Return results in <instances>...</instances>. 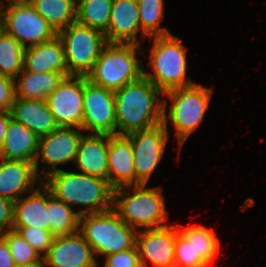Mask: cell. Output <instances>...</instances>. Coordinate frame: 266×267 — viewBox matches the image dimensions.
Returning <instances> with one entry per match:
<instances>
[{
    "label": "cell",
    "mask_w": 266,
    "mask_h": 267,
    "mask_svg": "<svg viewBox=\"0 0 266 267\" xmlns=\"http://www.w3.org/2000/svg\"><path fill=\"white\" fill-rule=\"evenodd\" d=\"M84 76H68L47 96L46 102L59 127L82 129Z\"/></svg>",
    "instance_id": "13"
},
{
    "label": "cell",
    "mask_w": 266,
    "mask_h": 267,
    "mask_svg": "<svg viewBox=\"0 0 266 267\" xmlns=\"http://www.w3.org/2000/svg\"><path fill=\"white\" fill-rule=\"evenodd\" d=\"M163 93L144 75L114 91L116 135L146 130L163 121ZM118 129V130H117Z\"/></svg>",
    "instance_id": "1"
},
{
    "label": "cell",
    "mask_w": 266,
    "mask_h": 267,
    "mask_svg": "<svg viewBox=\"0 0 266 267\" xmlns=\"http://www.w3.org/2000/svg\"><path fill=\"white\" fill-rule=\"evenodd\" d=\"M212 88L203 87L197 83L170 90L163 94L171 100L163 99V125L168 129V122L173 124L178 138L179 152L188 137L197 129L209 108ZM168 110V112H167Z\"/></svg>",
    "instance_id": "5"
},
{
    "label": "cell",
    "mask_w": 266,
    "mask_h": 267,
    "mask_svg": "<svg viewBox=\"0 0 266 267\" xmlns=\"http://www.w3.org/2000/svg\"><path fill=\"white\" fill-rule=\"evenodd\" d=\"M79 232L94 255L106 256L135 247L138 230L128 226L111 208L79 216Z\"/></svg>",
    "instance_id": "7"
},
{
    "label": "cell",
    "mask_w": 266,
    "mask_h": 267,
    "mask_svg": "<svg viewBox=\"0 0 266 267\" xmlns=\"http://www.w3.org/2000/svg\"><path fill=\"white\" fill-rule=\"evenodd\" d=\"M149 38L153 39V46L149 53V65L154 73L143 68V75L163 94L173 89L195 84L186 76L187 48L181 40L173 34Z\"/></svg>",
    "instance_id": "4"
},
{
    "label": "cell",
    "mask_w": 266,
    "mask_h": 267,
    "mask_svg": "<svg viewBox=\"0 0 266 267\" xmlns=\"http://www.w3.org/2000/svg\"><path fill=\"white\" fill-rule=\"evenodd\" d=\"M141 31L137 0H113L107 31L104 33L107 43L137 44Z\"/></svg>",
    "instance_id": "16"
},
{
    "label": "cell",
    "mask_w": 266,
    "mask_h": 267,
    "mask_svg": "<svg viewBox=\"0 0 266 267\" xmlns=\"http://www.w3.org/2000/svg\"><path fill=\"white\" fill-rule=\"evenodd\" d=\"M176 225H166L159 228L138 229L136 248L140 264L148 267H174L175 264Z\"/></svg>",
    "instance_id": "14"
},
{
    "label": "cell",
    "mask_w": 266,
    "mask_h": 267,
    "mask_svg": "<svg viewBox=\"0 0 266 267\" xmlns=\"http://www.w3.org/2000/svg\"><path fill=\"white\" fill-rule=\"evenodd\" d=\"M1 236L7 242L15 265L28 264L41 257L16 230L10 229Z\"/></svg>",
    "instance_id": "31"
},
{
    "label": "cell",
    "mask_w": 266,
    "mask_h": 267,
    "mask_svg": "<svg viewBox=\"0 0 266 267\" xmlns=\"http://www.w3.org/2000/svg\"><path fill=\"white\" fill-rule=\"evenodd\" d=\"M12 229L20 233L41 257L47 255L55 238L49 230L36 227H13Z\"/></svg>",
    "instance_id": "33"
},
{
    "label": "cell",
    "mask_w": 266,
    "mask_h": 267,
    "mask_svg": "<svg viewBox=\"0 0 266 267\" xmlns=\"http://www.w3.org/2000/svg\"><path fill=\"white\" fill-rule=\"evenodd\" d=\"M82 130L89 134L116 135L114 91L92 83L86 76Z\"/></svg>",
    "instance_id": "12"
},
{
    "label": "cell",
    "mask_w": 266,
    "mask_h": 267,
    "mask_svg": "<svg viewBox=\"0 0 266 267\" xmlns=\"http://www.w3.org/2000/svg\"><path fill=\"white\" fill-rule=\"evenodd\" d=\"M27 197L14 203L13 227H33L49 230L48 189L40 184Z\"/></svg>",
    "instance_id": "23"
},
{
    "label": "cell",
    "mask_w": 266,
    "mask_h": 267,
    "mask_svg": "<svg viewBox=\"0 0 266 267\" xmlns=\"http://www.w3.org/2000/svg\"><path fill=\"white\" fill-rule=\"evenodd\" d=\"M104 257V267H138L140 265L136 246Z\"/></svg>",
    "instance_id": "34"
},
{
    "label": "cell",
    "mask_w": 266,
    "mask_h": 267,
    "mask_svg": "<svg viewBox=\"0 0 266 267\" xmlns=\"http://www.w3.org/2000/svg\"><path fill=\"white\" fill-rule=\"evenodd\" d=\"M146 185L126 186L113 191V209L128 226L136 230L166 226L169 217L162 188Z\"/></svg>",
    "instance_id": "3"
},
{
    "label": "cell",
    "mask_w": 266,
    "mask_h": 267,
    "mask_svg": "<svg viewBox=\"0 0 266 267\" xmlns=\"http://www.w3.org/2000/svg\"><path fill=\"white\" fill-rule=\"evenodd\" d=\"M141 26V39L169 35L166 27H159L164 19V0H137Z\"/></svg>",
    "instance_id": "29"
},
{
    "label": "cell",
    "mask_w": 266,
    "mask_h": 267,
    "mask_svg": "<svg viewBox=\"0 0 266 267\" xmlns=\"http://www.w3.org/2000/svg\"><path fill=\"white\" fill-rule=\"evenodd\" d=\"M108 181L113 189L136 185L133 148L126 135H109Z\"/></svg>",
    "instance_id": "18"
},
{
    "label": "cell",
    "mask_w": 266,
    "mask_h": 267,
    "mask_svg": "<svg viewBox=\"0 0 266 267\" xmlns=\"http://www.w3.org/2000/svg\"><path fill=\"white\" fill-rule=\"evenodd\" d=\"M57 36L64 46L68 76H87L107 44L103 32L77 21L59 31Z\"/></svg>",
    "instance_id": "8"
},
{
    "label": "cell",
    "mask_w": 266,
    "mask_h": 267,
    "mask_svg": "<svg viewBox=\"0 0 266 267\" xmlns=\"http://www.w3.org/2000/svg\"><path fill=\"white\" fill-rule=\"evenodd\" d=\"M43 185L57 199L73 209L79 216L107 211L113 208V191L109 181L84 173L60 169L42 180Z\"/></svg>",
    "instance_id": "2"
},
{
    "label": "cell",
    "mask_w": 266,
    "mask_h": 267,
    "mask_svg": "<svg viewBox=\"0 0 266 267\" xmlns=\"http://www.w3.org/2000/svg\"><path fill=\"white\" fill-rule=\"evenodd\" d=\"M113 0H77L76 21L105 33Z\"/></svg>",
    "instance_id": "28"
},
{
    "label": "cell",
    "mask_w": 266,
    "mask_h": 267,
    "mask_svg": "<svg viewBox=\"0 0 266 267\" xmlns=\"http://www.w3.org/2000/svg\"><path fill=\"white\" fill-rule=\"evenodd\" d=\"M68 73L22 70L14 78L15 98L46 100Z\"/></svg>",
    "instance_id": "24"
},
{
    "label": "cell",
    "mask_w": 266,
    "mask_h": 267,
    "mask_svg": "<svg viewBox=\"0 0 266 267\" xmlns=\"http://www.w3.org/2000/svg\"><path fill=\"white\" fill-rule=\"evenodd\" d=\"M126 136L132 143L136 185L147 184L165 153L169 129L161 123Z\"/></svg>",
    "instance_id": "11"
},
{
    "label": "cell",
    "mask_w": 266,
    "mask_h": 267,
    "mask_svg": "<svg viewBox=\"0 0 266 267\" xmlns=\"http://www.w3.org/2000/svg\"><path fill=\"white\" fill-rule=\"evenodd\" d=\"M15 263L6 240L0 235V267H15Z\"/></svg>",
    "instance_id": "37"
},
{
    "label": "cell",
    "mask_w": 266,
    "mask_h": 267,
    "mask_svg": "<svg viewBox=\"0 0 266 267\" xmlns=\"http://www.w3.org/2000/svg\"><path fill=\"white\" fill-rule=\"evenodd\" d=\"M25 48L0 28V74L15 78L22 70Z\"/></svg>",
    "instance_id": "30"
},
{
    "label": "cell",
    "mask_w": 266,
    "mask_h": 267,
    "mask_svg": "<svg viewBox=\"0 0 266 267\" xmlns=\"http://www.w3.org/2000/svg\"><path fill=\"white\" fill-rule=\"evenodd\" d=\"M143 50L137 44L107 43L86 77L108 90H119L143 75L144 65L137 57Z\"/></svg>",
    "instance_id": "6"
},
{
    "label": "cell",
    "mask_w": 266,
    "mask_h": 267,
    "mask_svg": "<svg viewBox=\"0 0 266 267\" xmlns=\"http://www.w3.org/2000/svg\"><path fill=\"white\" fill-rule=\"evenodd\" d=\"M209 265L196 253L189 242L177 229L175 238V264L174 267H208Z\"/></svg>",
    "instance_id": "32"
},
{
    "label": "cell",
    "mask_w": 266,
    "mask_h": 267,
    "mask_svg": "<svg viewBox=\"0 0 266 267\" xmlns=\"http://www.w3.org/2000/svg\"><path fill=\"white\" fill-rule=\"evenodd\" d=\"M47 261L45 257H40L38 260L30 262L28 264L16 265L15 267H47Z\"/></svg>",
    "instance_id": "39"
},
{
    "label": "cell",
    "mask_w": 266,
    "mask_h": 267,
    "mask_svg": "<svg viewBox=\"0 0 266 267\" xmlns=\"http://www.w3.org/2000/svg\"><path fill=\"white\" fill-rule=\"evenodd\" d=\"M108 147L109 135L83 134L74 161L78 171L108 181Z\"/></svg>",
    "instance_id": "19"
},
{
    "label": "cell",
    "mask_w": 266,
    "mask_h": 267,
    "mask_svg": "<svg viewBox=\"0 0 266 267\" xmlns=\"http://www.w3.org/2000/svg\"><path fill=\"white\" fill-rule=\"evenodd\" d=\"M8 3L7 4H12V3H24V2H29L30 0H7ZM6 3L4 2V0H0V8L5 6Z\"/></svg>",
    "instance_id": "40"
},
{
    "label": "cell",
    "mask_w": 266,
    "mask_h": 267,
    "mask_svg": "<svg viewBox=\"0 0 266 267\" xmlns=\"http://www.w3.org/2000/svg\"><path fill=\"white\" fill-rule=\"evenodd\" d=\"M93 250L78 231L55 237L45 259L50 267H99Z\"/></svg>",
    "instance_id": "15"
},
{
    "label": "cell",
    "mask_w": 266,
    "mask_h": 267,
    "mask_svg": "<svg viewBox=\"0 0 266 267\" xmlns=\"http://www.w3.org/2000/svg\"><path fill=\"white\" fill-rule=\"evenodd\" d=\"M38 145L39 137L11 117L0 149V158L34 163Z\"/></svg>",
    "instance_id": "21"
},
{
    "label": "cell",
    "mask_w": 266,
    "mask_h": 267,
    "mask_svg": "<svg viewBox=\"0 0 266 267\" xmlns=\"http://www.w3.org/2000/svg\"><path fill=\"white\" fill-rule=\"evenodd\" d=\"M29 2L57 33L76 21L77 0H30Z\"/></svg>",
    "instance_id": "25"
},
{
    "label": "cell",
    "mask_w": 266,
    "mask_h": 267,
    "mask_svg": "<svg viewBox=\"0 0 266 267\" xmlns=\"http://www.w3.org/2000/svg\"><path fill=\"white\" fill-rule=\"evenodd\" d=\"M23 69L34 73H68L64 46L61 39H54L25 48Z\"/></svg>",
    "instance_id": "20"
},
{
    "label": "cell",
    "mask_w": 266,
    "mask_h": 267,
    "mask_svg": "<svg viewBox=\"0 0 266 267\" xmlns=\"http://www.w3.org/2000/svg\"><path fill=\"white\" fill-rule=\"evenodd\" d=\"M36 183L41 184L42 180L34 163L0 158V197L16 202L24 193L34 191Z\"/></svg>",
    "instance_id": "17"
},
{
    "label": "cell",
    "mask_w": 266,
    "mask_h": 267,
    "mask_svg": "<svg viewBox=\"0 0 266 267\" xmlns=\"http://www.w3.org/2000/svg\"><path fill=\"white\" fill-rule=\"evenodd\" d=\"M0 28L13 36L24 48L50 41L58 35L30 2L1 7Z\"/></svg>",
    "instance_id": "9"
},
{
    "label": "cell",
    "mask_w": 266,
    "mask_h": 267,
    "mask_svg": "<svg viewBox=\"0 0 266 267\" xmlns=\"http://www.w3.org/2000/svg\"><path fill=\"white\" fill-rule=\"evenodd\" d=\"M14 99V79L0 74V112H11Z\"/></svg>",
    "instance_id": "35"
},
{
    "label": "cell",
    "mask_w": 266,
    "mask_h": 267,
    "mask_svg": "<svg viewBox=\"0 0 266 267\" xmlns=\"http://www.w3.org/2000/svg\"><path fill=\"white\" fill-rule=\"evenodd\" d=\"M11 115L14 120L23 124L38 137L45 136L59 127L46 100L15 98Z\"/></svg>",
    "instance_id": "22"
},
{
    "label": "cell",
    "mask_w": 266,
    "mask_h": 267,
    "mask_svg": "<svg viewBox=\"0 0 266 267\" xmlns=\"http://www.w3.org/2000/svg\"><path fill=\"white\" fill-rule=\"evenodd\" d=\"M83 130L76 127H58L51 133L39 137L38 152L34 162L35 170L41 180L57 172L58 164L74 162ZM39 163H43L39 172Z\"/></svg>",
    "instance_id": "10"
},
{
    "label": "cell",
    "mask_w": 266,
    "mask_h": 267,
    "mask_svg": "<svg viewBox=\"0 0 266 267\" xmlns=\"http://www.w3.org/2000/svg\"><path fill=\"white\" fill-rule=\"evenodd\" d=\"M14 203L10 199L0 197V235L13 228Z\"/></svg>",
    "instance_id": "36"
},
{
    "label": "cell",
    "mask_w": 266,
    "mask_h": 267,
    "mask_svg": "<svg viewBox=\"0 0 266 267\" xmlns=\"http://www.w3.org/2000/svg\"><path fill=\"white\" fill-rule=\"evenodd\" d=\"M49 231L54 237L71 235L79 231V215L48 190Z\"/></svg>",
    "instance_id": "26"
},
{
    "label": "cell",
    "mask_w": 266,
    "mask_h": 267,
    "mask_svg": "<svg viewBox=\"0 0 266 267\" xmlns=\"http://www.w3.org/2000/svg\"><path fill=\"white\" fill-rule=\"evenodd\" d=\"M11 117V112H0V149L2 147L6 129Z\"/></svg>",
    "instance_id": "38"
},
{
    "label": "cell",
    "mask_w": 266,
    "mask_h": 267,
    "mask_svg": "<svg viewBox=\"0 0 266 267\" xmlns=\"http://www.w3.org/2000/svg\"><path fill=\"white\" fill-rule=\"evenodd\" d=\"M178 231L191 242L196 253L208 264L217 256L220 250L219 239L215 236L213 228L208 229L203 225H192L182 228L177 224Z\"/></svg>",
    "instance_id": "27"
}]
</instances>
